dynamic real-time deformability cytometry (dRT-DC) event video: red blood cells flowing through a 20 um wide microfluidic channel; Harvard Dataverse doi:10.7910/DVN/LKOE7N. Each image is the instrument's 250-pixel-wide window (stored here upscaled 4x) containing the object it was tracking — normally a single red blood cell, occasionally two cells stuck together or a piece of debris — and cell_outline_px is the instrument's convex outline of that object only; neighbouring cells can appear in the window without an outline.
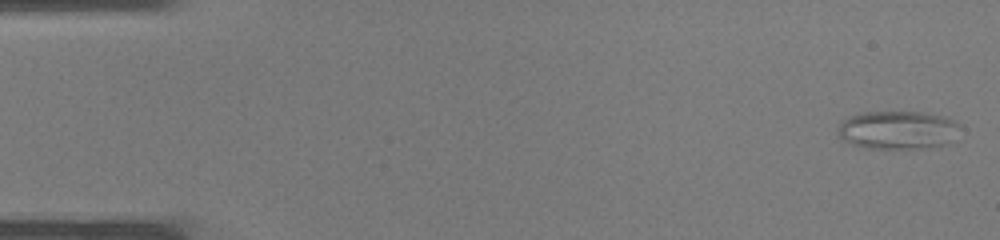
{"species": "common noctule bat (a hibernating species)", "species_latin": "Nyctalus noctula", "temperature_condition": "warm", "stored_images_in_passage": 37, "camera_frame_rate_fps": 3000, "um_per_image_px": 0.085, "animal": {"sex": "male", "body_mass_g": 19.0, "forearm_length_mm": 50.8}, "frame": {"image": 1, "passage_image": 1, "time_ms": 0.0, "image_size_px": [1000, 240], "cell_outline_px": [[960, 124], [948, 140], [940, 148], [868, 148], [852, 144], [844, 140], [836, 132], [840, 124], [848, 116], [860, 112], [928, 112], [948, 116], [956, 120]], "centroid_in_image_um": [76.3, 11.03], "position_along_channel_um": 8.7, "area_um2": 27.34}}
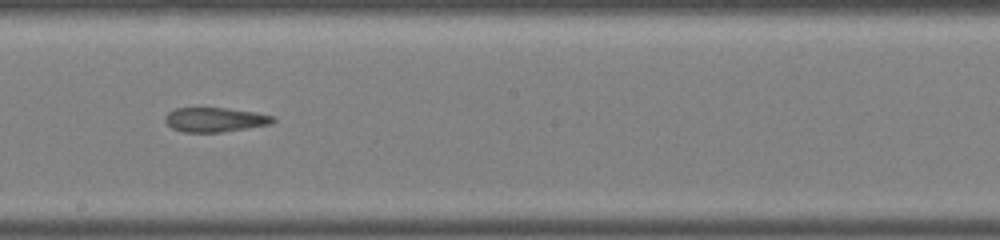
{"frame": {"image": 2, "passage_image": 21, "time_ms": 6.667, "image_size_px": [1000, 240], "cell_outline_px": [[276, 120], [272, 124], [220, 132], [184, 132], [172, 128], [164, 120], [164, 116], [168, 112], [176, 108], [224, 108], [252, 112], [276, 116]], "centroid_in_image_um": [18.27, 10.17], "position_along_channel_um": 229.9, "area_um2": 15.26}}
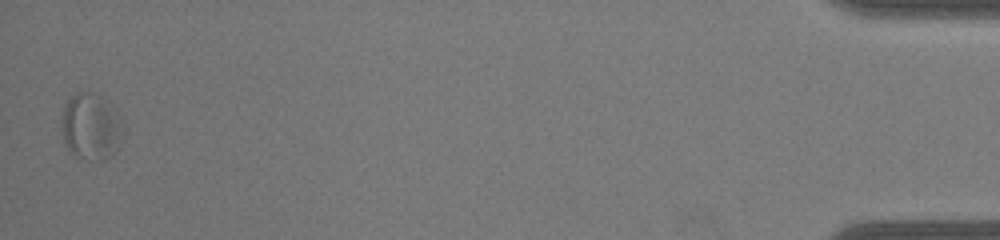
{"frame": {"image": 3, "passage_image": 37, "time_ms": 12.0, "image_size_px": [1000, 240], "cell_outline_px": [[124, 132], [112, 156], [104, 160], [96, 160], [80, 156], [72, 152], [68, 148], [64, 140], [64, 108], [68, 100], [76, 92], [92, 92], [104, 96], [116, 108], [124, 120]], "centroid_in_image_um": [7.84, 10.71], "position_along_channel_um": 427.4, "area_um2": 23.76}}